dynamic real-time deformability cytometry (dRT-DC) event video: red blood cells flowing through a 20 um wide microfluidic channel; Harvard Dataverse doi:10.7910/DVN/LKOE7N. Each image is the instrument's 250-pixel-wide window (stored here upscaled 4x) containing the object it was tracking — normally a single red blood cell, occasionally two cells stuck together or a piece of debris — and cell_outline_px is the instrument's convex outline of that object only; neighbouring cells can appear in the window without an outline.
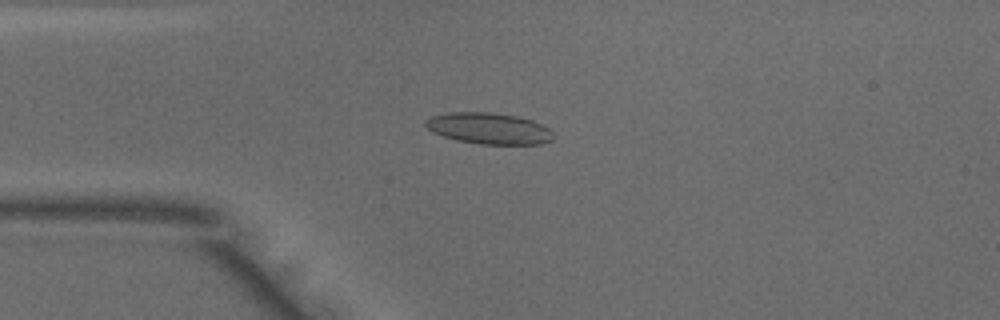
{"species": "common noctule bat (a hibernating species)", "species_latin": "Nyctalus noctula", "temperature_condition": "warm", "stored_images_in_passage": 49, "camera_frame_rate_fps": 3000, "um_per_image_px": 0.085, "animal": {"sex": "male", "body_mass_g": 18.8}, "frame": {"image": 1, "passage_image": 12, "time_ms": 3.667, "image_size_px": [1000, 320], "cell_outline_px": [[556, 136], [552, 140], [540, 144], [480, 144], [456, 140], [432, 132], [424, 124], [424, 120], [432, 116], [448, 112], [488, 112], [516, 116], [532, 120], [548, 128]], "centroid_in_image_um": [41.55, 10.92], "position_along_channel_um": 43.5, "area_um2": 23.29}}
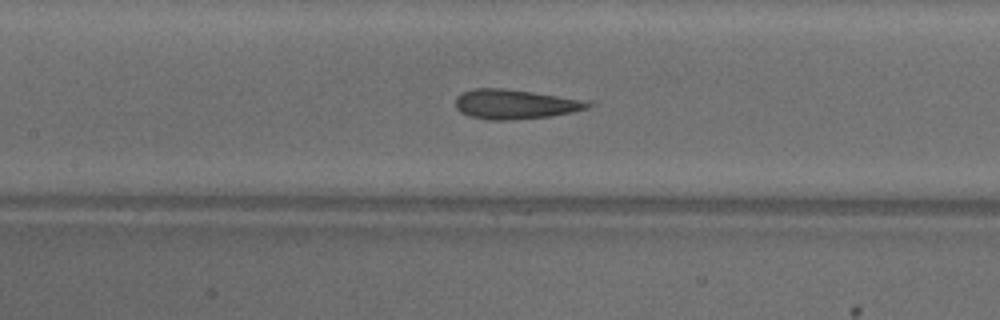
{"frame": {"image": 2, "passage_image": 22, "time_ms": 7.0, "image_size_px": [1000, 320], "cell_outline_px": [[596, 104], [588, 108], [572, 112], [548, 116], [512, 120], [492, 120], [468, 116], [460, 112], [456, 108], [456, 96], [460, 92], [472, 88], [504, 88], [588, 100]], "centroid_in_image_um": [43.77, 8.85], "position_along_channel_um": 163.6, "area_um2": 23.06}}
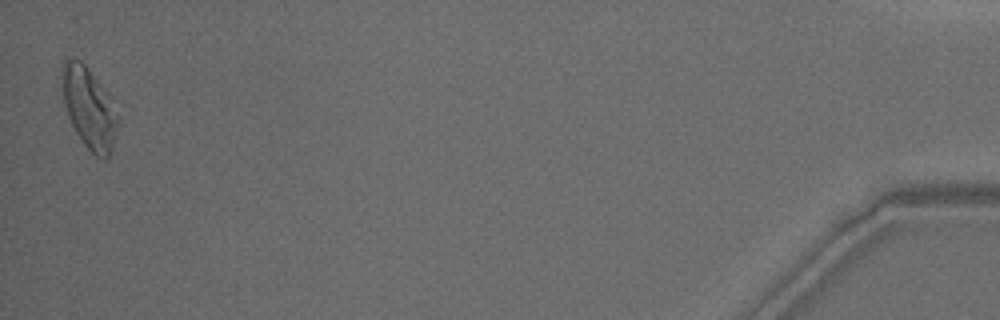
{"frame": {"image": 3, "passage_image": 49, "time_ms": 16.0, "image_size_px": [1000, 320], "cell_outline_px": [[120, 116], [112, 148], [108, 156], [104, 160], [96, 156], [84, 144], [76, 132], [68, 116], [64, 100], [60, 76], [64, 64], [68, 60], [80, 60], [88, 68], [108, 96]], "centroid_in_image_um": [7.58, 9.22], "position_along_channel_um": 427.6, "area_um2": 25.78}, "authors_computed_cell_mechanics": {"area_um2": 23.0622, "velocity_mm_per_s": 4.0334, "shape_relaxation_time_tau1_ms": null, "shape_relaxation_time_tau2_ms": 1.6881, "deformation_change_tau1": null, "deformation_change_tau2": 0.1363}}